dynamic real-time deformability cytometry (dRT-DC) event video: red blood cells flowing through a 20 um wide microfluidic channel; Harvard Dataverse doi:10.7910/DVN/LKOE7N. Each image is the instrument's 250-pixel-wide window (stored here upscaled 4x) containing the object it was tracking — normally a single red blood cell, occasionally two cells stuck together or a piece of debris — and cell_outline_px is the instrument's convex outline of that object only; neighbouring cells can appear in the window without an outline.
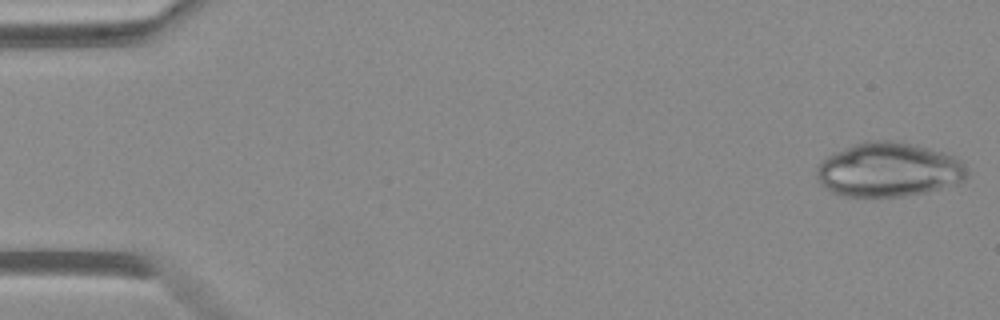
{"species": "Egyptian fruit bat (a non-hibernating species)", "species_latin": "Rousettus aegyptiacus", "temperature_condition": "warm", "stored_images_in_passage": 48, "camera_frame_rate_fps": 3000, "um_per_image_px": 0.085, "animal": {"sex": "female"}, "frame": {"image": 1, "passage_image": 1, "time_ms": 0.0, "image_size_px": [1000, 320], "cell_outline_px": [[968, 176], [964, 180], [956, 184], [924, 192], [904, 196], [848, 196], [832, 192], [820, 184], [816, 172], [816, 168], [828, 156], [836, 152], [856, 144], [880, 140], [888, 140], [908, 144], [944, 152], [952, 156], [964, 164], [968, 172]], "centroid_in_image_um": [75.55, 14.45], "position_along_channel_um": 9.5, "area_um2": 46.64}}
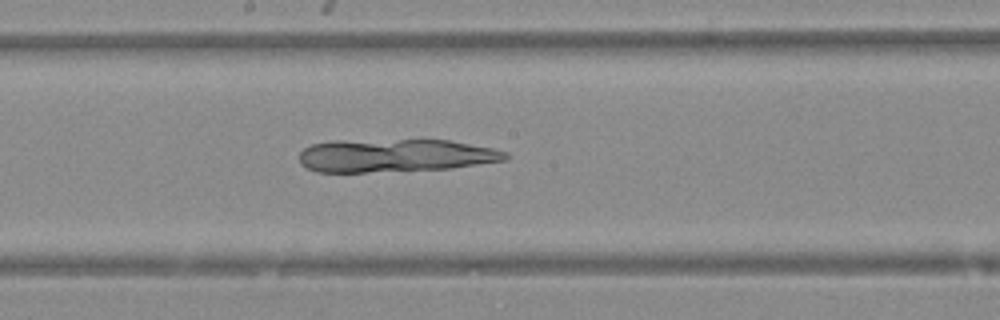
{"frame": {"image": 2, "passage_image": 26, "time_ms": 8.333, "image_size_px": [1000, 320], "cell_outline_px": [[508, 156], [504, 160], [452, 168], [364, 172], [316, 172], [304, 168], [300, 164], [300, 152], [304, 148], [312, 144], [332, 140], [448, 140], [492, 148], [508, 152]], "centroid_in_image_um": [33.52, 13.22], "position_along_channel_um": 214.7, "area_um2": 39.71}}
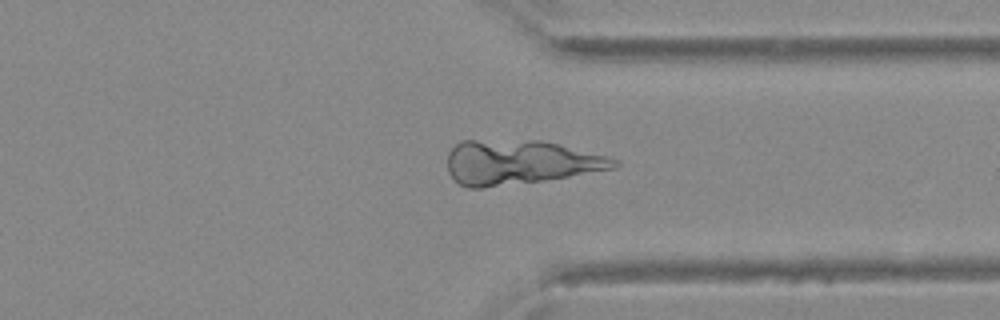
{"frame": {"image": 3, "passage_image": 37, "time_ms": 12.0, "image_size_px": [1000, 320], "cell_outline_px": [[620, 164], [616, 168], [544, 180], [484, 188], [468, 188], [460, 184], [448, 172], [448, 152], [460, 140], [540, 140], [608, 156], [616, 160]], "centroid_in_image_um": [44.15, 13.79], "position_along_channel_um": 367.2, "area_um2": 42.89}}